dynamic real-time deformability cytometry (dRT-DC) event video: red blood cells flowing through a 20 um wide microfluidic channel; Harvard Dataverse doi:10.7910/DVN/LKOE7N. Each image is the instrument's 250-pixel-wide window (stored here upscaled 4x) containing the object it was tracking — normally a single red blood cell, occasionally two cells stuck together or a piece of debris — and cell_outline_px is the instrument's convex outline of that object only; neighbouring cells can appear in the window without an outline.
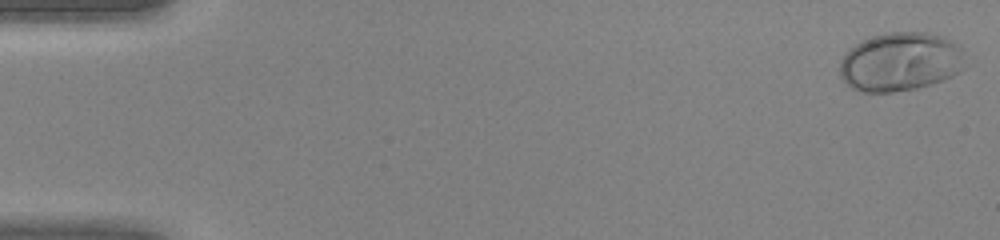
{"species": "human", "species_latin": "Homo sapiens", "temperature_condition": "warm", "stored_images_in_passage": 45, "camera_frame_rate_fps": 3000, "um_per_image_px": 0.085, "donor": {"sex": "female"}, "frame": {"image": 1, "passage_image": 1, "time_ms": 0.0, "image_size_px": [1000, 240], "cell_outline_px": [[964, 68], [960, 72], [952, 76], [932, 84], [916, 88], [892, 92], [860, 92], [852, 88], [840, 76], [840, 60], [856, 44], [872, 36], [888, 32], [924, 32], [940, 36], [952, 40], [960, 48]], "centroid_in_image_um": [76.52, 5.26], "position_along_channel_um": 8.5, "area_um2": 42.66}}
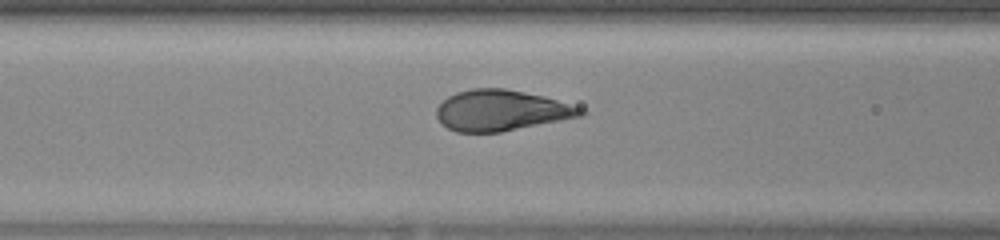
{"frame": {"image": 2, "passage_image": 19, "time_ms": 6.0, "image_size_px": [1000, 240], "cell_outline_px": [[588, 112], [584, 116], [500, 132], [456, 132], [448, 128], [436, 116], [436, 108], [448, 96], [456, 92], [472, 88], [504, 88], [544, 96], [584, 108]], "centroid_in_image_um": [42.64, 9.38], "position_along_channel_um": 124.0, "area_um2": 34.33}}
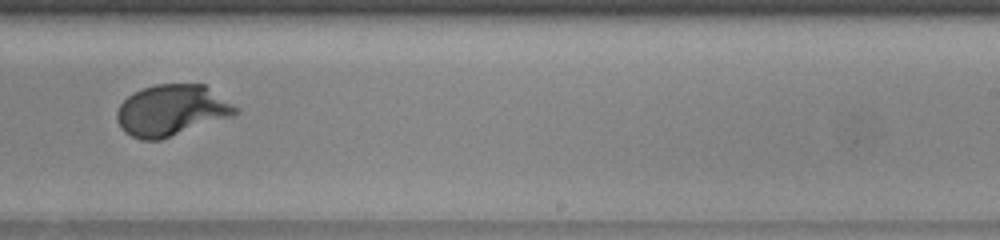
{"frame": {"image": 3, "passage_image": 29, "time_ms": 9.333, "image_size_px": [1000, 240], "cell_outline_px": [[240, 112], [236, 116], [160, 140], [140, 140], [124, 132], [116, 120], [116, 112], [120, 104], [132, 92], [140, 88], [156, 84], [204, 84], [240, 108]], "centroid_in_image_um": [14.61, 9.38], "position_along_channel_um": 274.4, "area_um2": 35.95}}